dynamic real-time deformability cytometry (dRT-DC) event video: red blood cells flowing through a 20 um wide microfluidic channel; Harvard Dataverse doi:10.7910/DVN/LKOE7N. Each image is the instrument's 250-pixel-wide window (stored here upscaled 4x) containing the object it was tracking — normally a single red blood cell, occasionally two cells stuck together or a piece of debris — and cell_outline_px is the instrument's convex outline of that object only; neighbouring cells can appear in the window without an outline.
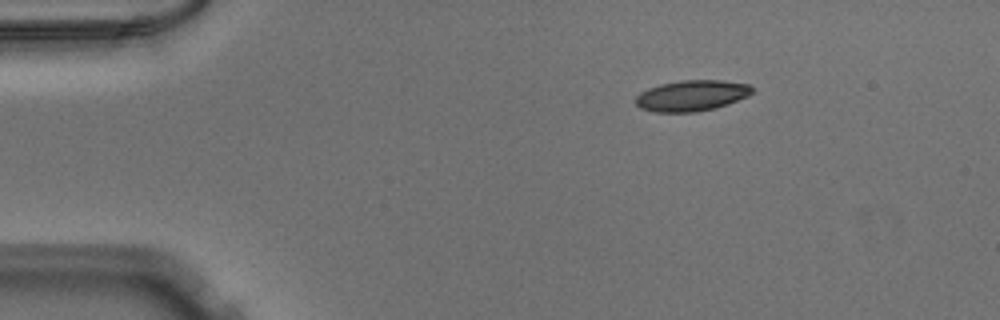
{"species": "Egyptian fruit bat (a non-hibernating species)", "species_latin": "Rousettus aegyptiacus", "temperature_condition": "warm", "stored_images_in_passage": 44, "camera_frame_rate_fps": 3000, "um_per_image_px": 0.085, "animal": {"sex": "male"}, "frame": {"image": 1, "passage_image": 1, "time_ms": 0.0, "image_size_px": [1000, 320], "cell_outline_px": [[752, 92], [748, 96], [728, 104], [716, 108], [696, 112], [656, 112], [640, 108], [636, 104], [636, 96], [640, 92], [648, 88], [660, 84], [680, 80], [720, 80], [748, 84], [752, 88]], "centroid_in_image_um": [58.78, 8.13], "position_along_channel_um": 26.2, "area_um2": 20.98}}
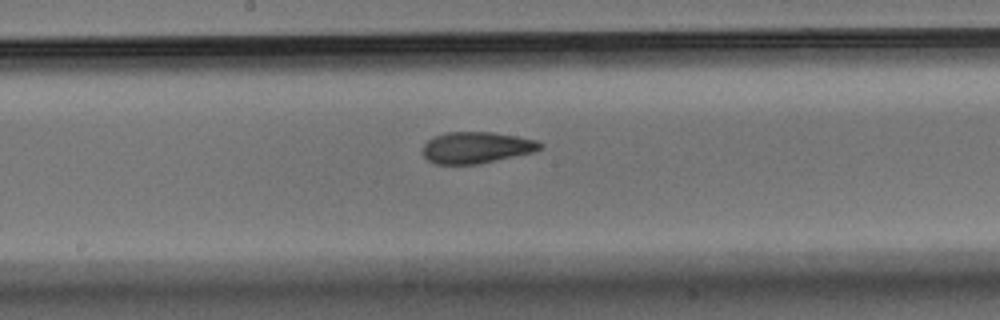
{"frame": {"image": 2, "passage_image": 20, "time_ms": 6.333, "image_size_px": [1000, 320], "cell_outline_px": [[544, 144], [540, 148], [532, 152], [480, 164], [436, 164], [428, 160], [424, 156], [424, 144], [428, 140], [436, 136], [448, 132], [492, 132], [516, 136], [536, 140]], "centroid_in_image_um": [40.5, 12.54], "position_along_channel_um": 207.7, "area_um2": 21.27}}
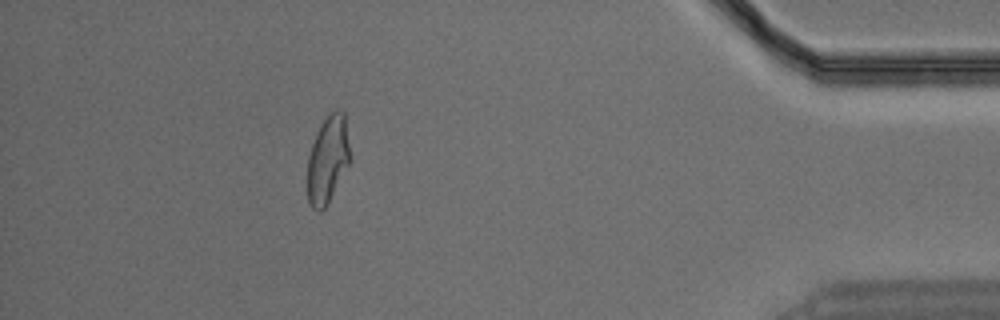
{"frame": {"image": 3, "passage_image": 39, "time_ms": 12.667, "image_size_px": [1000, 320], "cell_outline_px": [[348, 164], [328, 204], [320, 212], [316, 212], [312, 208], [308, 200], [308, 156], [316, 132], [320, 124], [336, 108], [340, 108], [344, 112], [348, 144]], "centroid_in_image_um": [27.83, 13.57], "position_along_channel_um": 407.4, "area_um2": 21.27}}